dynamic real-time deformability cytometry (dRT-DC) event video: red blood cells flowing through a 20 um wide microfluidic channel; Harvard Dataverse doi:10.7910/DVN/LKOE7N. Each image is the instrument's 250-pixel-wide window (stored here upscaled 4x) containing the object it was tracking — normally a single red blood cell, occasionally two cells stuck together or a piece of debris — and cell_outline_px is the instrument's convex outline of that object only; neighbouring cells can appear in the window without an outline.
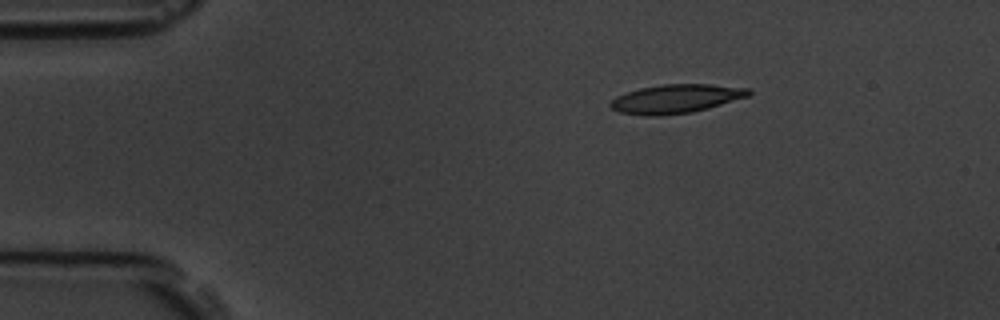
{"species": "common noctule bat (a hibernating species)", "species_latin": "Nyctalus noctula", "temperature_condition": "room temperature", "stored_images_in_passage": 6, "camera_frame_rate_fps": 3000, "um_per_image_px": 0.085, "animal": {"sex": "male", "body_mass_g": 19.5, "forearm_length_mm": 54.6}, "frame": {"image": 1, "passage_image": 1, "time_ms": 0.0, "image_size_px": [1000, 320], "cell_outline_px": [[752, 92], [748, 96], [708, 108], [692, 112], [656, 116], [648, 116], [620, 112], [612, 108], [608, 104], [616, 96], [640, 88], [664, 84], [708, 84], [752, 88]], "centroid_in_image_um": [57.47, 8.39], "position_along_channel_um": 27.5, "area_um2": 23.06}}
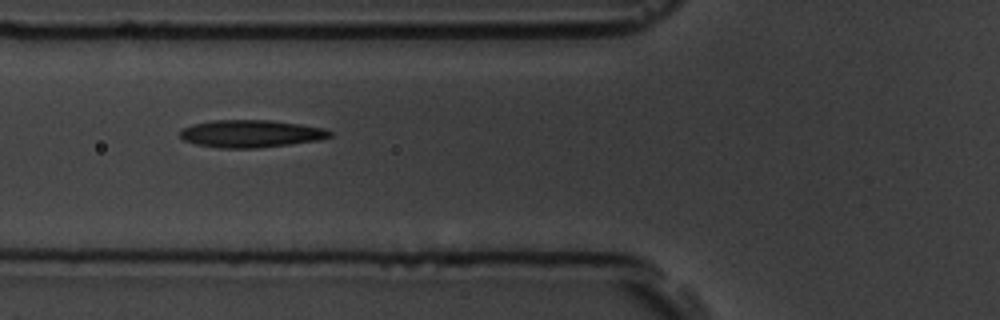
{"frame": {"image": 2, "passage_image": 4, "time_ms": 3.667, "image_size_px": [1000, 320], "cell_outline_px": [[332, 136], [320, 140], [260, 148], [220, 148], [196, 144], [184, 140], [180, 136], [180, 128], [192, 124], [212, 120], [272, 120], [300, 124], [324, 128], [332, 132]], "centroid_in_image_um": [21.32, 11.36], "position_along_channel_um": 104.5, "area_um2": 24.16}}
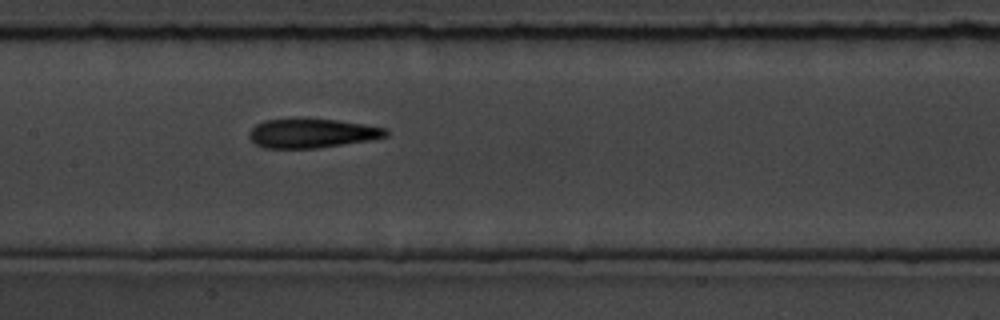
{"frame": {"image": 3, "passage_image": 6, "time_ms": 5.667, "image_size_px": [1000, 320], "cell_outline_px": [[388, 136], [368, 140], [316, 148], [264, 148], [256, 144], [248, 136], [248, 132], [256, 124], [264, 120], [300, 116], [336, 120], [364, 124], [388, 128]], "centroid_in_image_um": [26.47, 11.28], "position_along_channel_um": 180.9, "area_um2": 23.81}}